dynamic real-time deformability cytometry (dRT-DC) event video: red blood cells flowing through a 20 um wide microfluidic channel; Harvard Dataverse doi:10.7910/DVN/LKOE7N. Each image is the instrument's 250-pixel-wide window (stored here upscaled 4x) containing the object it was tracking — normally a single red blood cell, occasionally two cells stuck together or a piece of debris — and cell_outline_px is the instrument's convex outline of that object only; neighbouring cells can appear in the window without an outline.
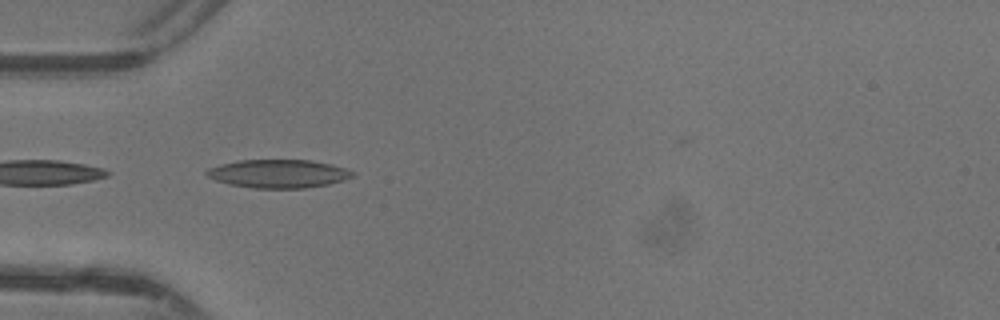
{"species": "common noctule bat (a hibernating species)", "species_latin": "Nyctalus noctula", "temperature_condition": "warm", "stored_images_in_passage": 24, "camera_frame_rate_fps": 3000, "um_per_image_px": 0.085, "animal": {"sex": "female"}, "frame": {"image": 1, "passage_image": 3, "time_ms": 0.667, "image_size_px": [1000, 320], "cell_outline_px": [[356, 176], [344, 180], [328, 184], [304, 188], [252, 188], [232, 184], [216, 180], [208, 176], [204, 172], [208, 168], [220, 164], [236, 160], [312, 160], [332, 164], [356, 172]], "centroid_in_image_um": [23.7, 14.75], "position_along_channel_um": 61.3, "area_um2": 24.16}}
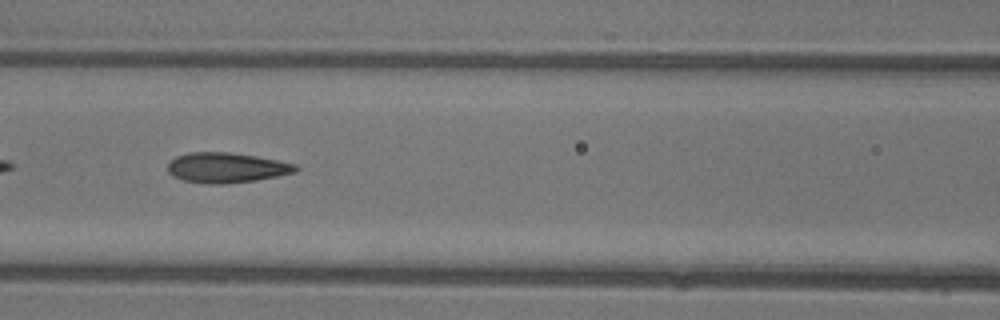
{"frame": {"image": 2, "passage_image": 9, "time_ms": 2.667, "image_size_px": [1000, 320], "cell_outline_px": [[300, 168], [296, 172], [256, 180], [224, 184], [208, 184], [184, 180], [172, 176], [168, 172], [168, 160], [176, 156], [188, 152], [228, 152], [256, 156], [296, 164]], "centroid_in_image_um": [19.22, 14.25], "position_along_channel_um": 147.4, "area_um2": 22.54}}
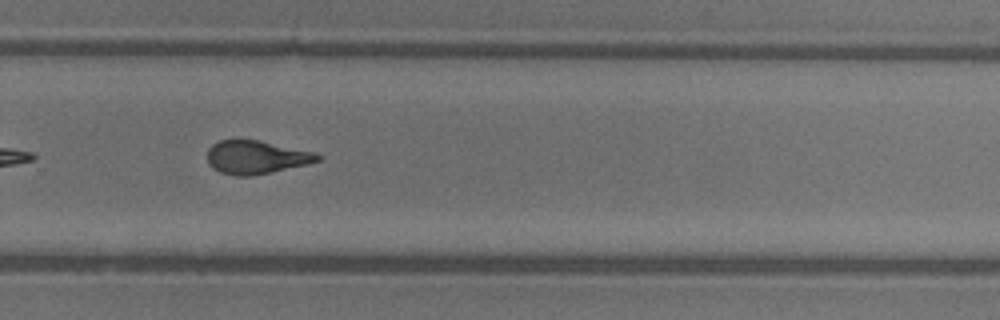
{"frame": {"image": 3, "passage_image": 20, "time_ms": 6.333, "image_size_px": [1000, 320], "cell_outline_px": [[320, 160], [308, 164], [272, 172], [252, 176], [236, 176], [220, 172], [212, 168], [208, 164], [208, 148], [212, 144], [220, 140], [260, 140], [316, 152], [320, 156]], "centroid_in_image_um": [21.78, 13.37], "position_along_channel_um": 308.0, "area_um2": 21.56}, "authors_computed_cell_mechanics": {"area_um2": 22.0507, "velocity_mm_per_s": 4.3954, "shape_relaxation_time_tau1_ms": 5.1806, "shape_relaxation_time_tau2_ms": 2.0907, "deformation_change_tau1": 0.1856, "deformation_change_tau2": 0.099}}